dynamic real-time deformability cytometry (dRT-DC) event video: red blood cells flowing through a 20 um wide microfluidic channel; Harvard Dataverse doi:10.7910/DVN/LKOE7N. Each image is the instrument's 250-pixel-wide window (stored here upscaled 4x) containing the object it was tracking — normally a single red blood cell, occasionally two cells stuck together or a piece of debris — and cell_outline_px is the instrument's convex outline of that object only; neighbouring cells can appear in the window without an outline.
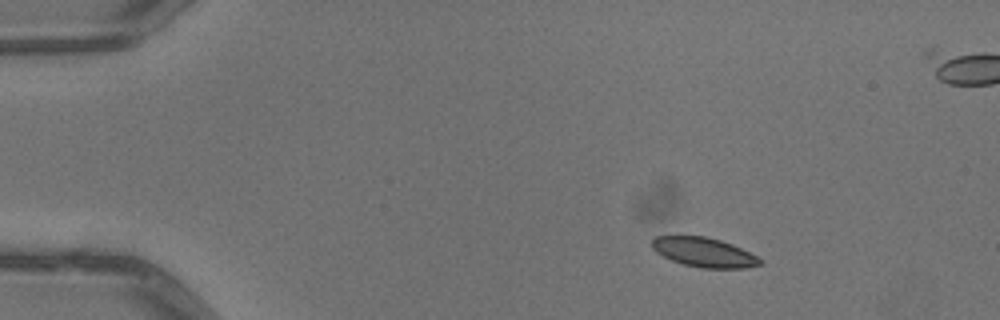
{"species": "common noctule bat (a hibernating species)", "species_latin": "Nyctalus noctula", "temperature_condition": "warm", "stored_images_in_passage": 5, "camera_frame_rate_fps": 3000, "um_per_image_px": 0.085, "animal": {"sex": "male", "body_mass_g": 13.3}, "frame": {"image": 1, "passage_image": 2, "time_ms": 0.333, "image_size_px": [1000, 320], "cell_outline_px": [[764, 264], [748, 268], [700, 268], [684, 264], [672, 260], [656, 252], [652, 248], [652, 240], [656, 236], [704, 236], [720, 240], [732, 244], [764, 260]], "centroid_in_image_um": [59.87, 21.45], "position_along_channel_um": 25.1, "area_um2": 18.5}}